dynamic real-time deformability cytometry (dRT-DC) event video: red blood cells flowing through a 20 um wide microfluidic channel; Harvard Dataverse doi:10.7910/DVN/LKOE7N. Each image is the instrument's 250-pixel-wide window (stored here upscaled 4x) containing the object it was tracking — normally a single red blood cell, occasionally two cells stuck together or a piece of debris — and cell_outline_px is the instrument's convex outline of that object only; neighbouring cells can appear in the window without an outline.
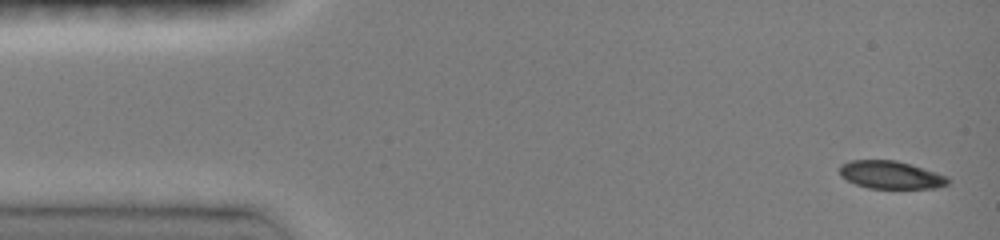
{"species": "common noctule bat (a hibernating species)", "species_latin": "Nyctalus noctula", "temperature_condition": "room temperature", "stored_images_in_passage": 6, "camera_frame_rate_fps": 3000, "um_per_image_px": 0.085, "animal": {"sex": "female", "body_mass_g": 19.0, "forearm_length_mm": 51.5}, "frame": {"image": 1, "passage_image": 1, "time_ms": 0.0, "image_size_px": [1000, 240], "cell_outline_px": [[952, 180], [948, 184], [936, 188], [868, 188], [856, 184], [840, 176], [840, 164], [852, 160], [896, 160], [948, 176]], "centroid_in_image_um": [75.73, 14.87], "position_along_channel_um": 9.3, "area_um2": 17.51}}
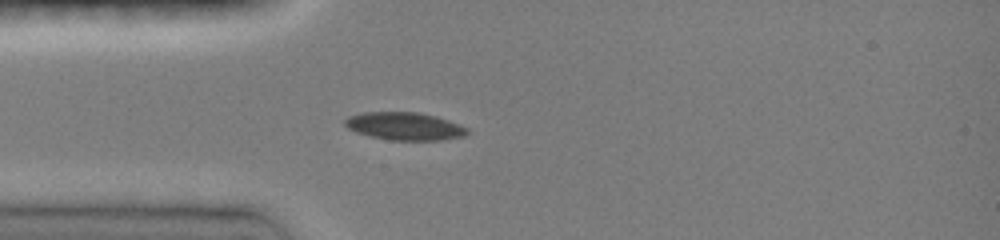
{"frame": {"image": 2, "passage_image": 6, "time_ms": 3.667, "image_size_px": [1000, 240], "cell_outline_px": [[468, 132], [464, 136], [440, 140], [392, 140], [372, 136], [356, 132], [348, 128], [344, 124], [344, 120], [348, 116], [360, 112], [416, 112], [436, 116], [448, 120], [468, 128]], "centroid_in_image_um": [34.37, 10.72], "position_along_channel_um": 50.6, "area_um2": 19.71}}